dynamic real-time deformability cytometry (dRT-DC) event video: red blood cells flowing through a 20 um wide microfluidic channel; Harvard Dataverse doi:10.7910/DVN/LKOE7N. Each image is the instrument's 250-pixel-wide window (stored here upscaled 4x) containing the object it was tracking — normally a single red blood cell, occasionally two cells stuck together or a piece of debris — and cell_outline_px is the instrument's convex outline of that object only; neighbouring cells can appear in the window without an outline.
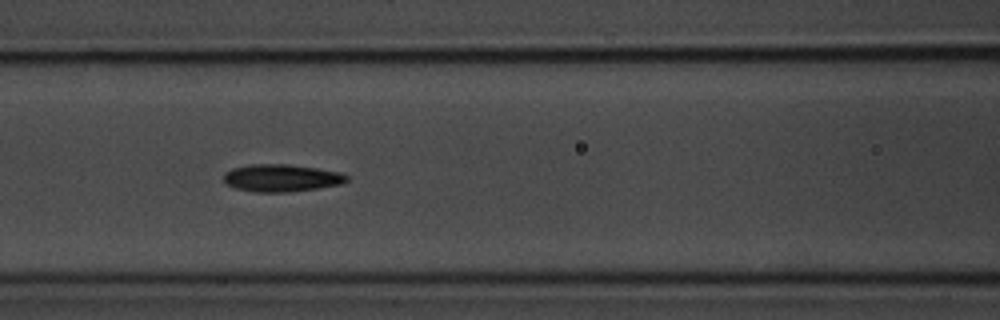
{"species": "common noctule bat (a hibernating species)", "species_latin": "Nyctalus noctula", "temperature_condition": "room temperature", "stored_images_in_passage": 22, "camera_frame_rate_fps": 3000, "um_per_image_px": 0.085, "animal": {"sex": "male", "body_mass_g": 20.1, "forearm_length_mm": 53.5}, "frame": {"image": 1, "passage_image": 13, "time_ms": 4.0, "image_size_px": [1000, 320], "cell_outline_px": [[348, 180], [340, 184], [316, 188], [288, 192], [256, 192], [236, 188], [228, 184], [224, 180], [224, 172], [232, 168], [248, 164], [288, 164], [316, 168], [340, 172], [348, 176]], "centroid_in_image_um": [23.9, 15.12], "position_along_channel_um": 142.7, "area_um2": 19.54}}
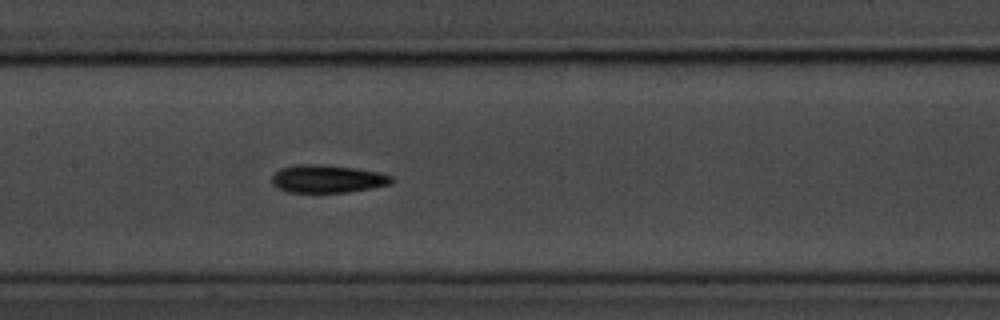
{"frame": {"image": 2, "passage_image": 16, "time_ms": 5.0, "image_size_px": [1000, 320], "cell_outline_px": [[392, 180], [388, 184], [372, 188], [348, 192], [288, 192], [272, 184], [272, 176], [280, 168], [296, 164], [324, 164], [356, 168], [380, 172], [392, 176]], "centroid_in_image_um": [27.82, 15.18], "position_along_channel_um": 179.6, "area_um2": 19.42}}